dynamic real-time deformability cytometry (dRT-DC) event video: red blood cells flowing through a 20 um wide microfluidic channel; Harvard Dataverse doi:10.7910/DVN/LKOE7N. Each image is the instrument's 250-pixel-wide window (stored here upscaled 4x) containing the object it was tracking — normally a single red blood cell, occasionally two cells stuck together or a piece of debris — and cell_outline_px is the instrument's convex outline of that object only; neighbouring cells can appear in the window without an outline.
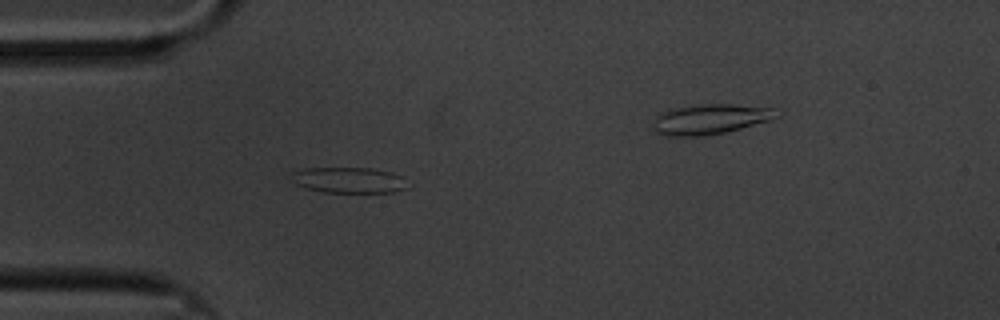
{"species": "common noctule bat (a hibernating species)", "species_latin": "Nyctalus noctula", "temperature_condition": "cold", "stored_images_in_passage": 44, "camera_frame_rate_fps": 3000, "um_per_image_px": 0.085, "animal": {"sex": "male", "body_mass_g": 20.1, "forearm_length_mm": 53.5}, "frame": {"image": 1, "passage_image": 12, "time_ms": 3.667, "image_size_px": [1000, 320], "cell_outline_px": [[408, 188], [392, 192], [324, 192], [304, 188], [296, 184], [288, 176], [292, 172], [304, 168], [372, 168], [392, 172], [404, 176]], "centroid_in_image_um": [29.64, 15.3], "position_along_channel_um": 55.4, "area_um2": 17.69}}
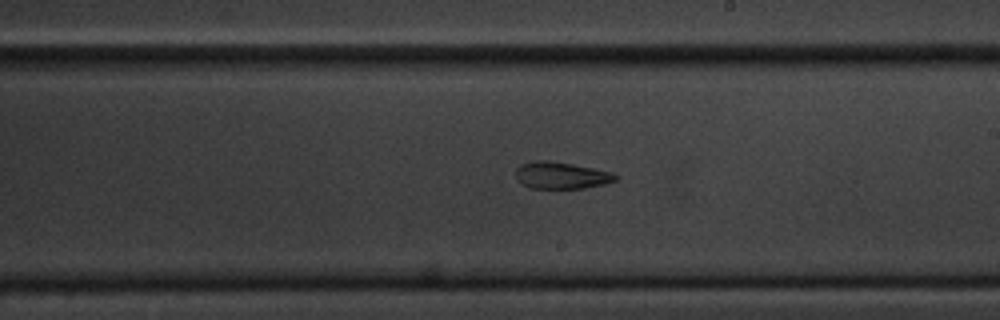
{"frame": {"image": 2, "passage_image": 29, "time_ms": 9.333, "image_size_px": [1000, 320], "cell_outline_px": [[620, 176], [616, 180], [604, 184], [584, 188], [528, 188], [520, 184], [516, 180], [516, 168], [520, 164], [532, 160], [552, 160], [612, 172]], "centroid_in_image_um": [47.66, 14.9], "position_along_channel_um": 241.3, "area_um2": 15.9}}
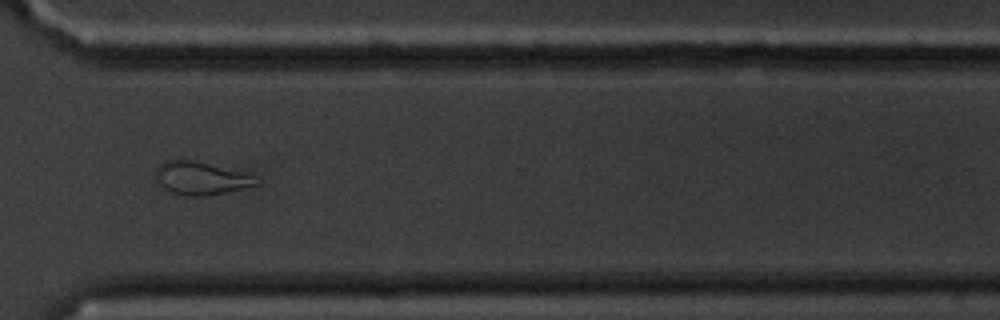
{"frame": {"image": 3, "passage_image": 39, "time_ms": 12.667, "image_size_px": [1000, 320], "cell_outline_px": [[260, 184], [224, 192], [204, 196], [184, 196], [168, 192], [156, 184], [152, 176], [156, 168], [164, 160], [192, 160], [208, 164], [236, 172], [260, 180]], "centroid_in_image_um": [16.88, 15.17], "position_along_channel_um": 353.7, "area_um2": 19.13}, "authors_computed_cell_mechanics": {"area_um2": 17.1666, "velocity_mm_per_s": 3.3651, "shape_relaxation_time_tau1_ms": null, "shape_relaxation_time_tau2_ms": 2.183, "deformation_change_tau1": null, "deformation_change_tau2": 0.0866}}